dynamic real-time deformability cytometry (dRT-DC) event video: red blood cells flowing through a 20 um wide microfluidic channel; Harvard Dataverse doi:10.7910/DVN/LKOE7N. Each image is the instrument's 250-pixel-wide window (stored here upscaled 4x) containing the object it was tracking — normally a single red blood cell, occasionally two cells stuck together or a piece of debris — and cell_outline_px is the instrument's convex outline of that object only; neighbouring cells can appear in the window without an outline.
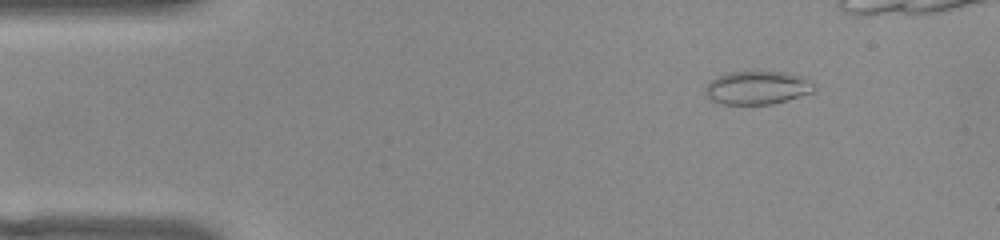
{"species": "common noctule bat (a hibernating species)", "species_latin": "Nyctalus noctula", "temperature_condition": "warm", "stored_images_in_passage": 39, "camera_frame_rate_fps": 3000, "um_per_image_px": 0.085, "animal": {"sex": "female", "body_mass_g": 22.0, "forearm_length_mm": 56.7}, "frame": {"image": 1, "passage_image": 1, "time_ms": 0.0, "image_size_px": [1000, 240], "cell_outline_px": [[816, 88], [812, 92], [772, 104], [720, 104], [712, 100], [704, 92], [704, 88], [712, 80], [720, 76], [732, 72], [784, 72], [804, 76]], "centroid_in_image_um": [64.37, 7.46], "position_along_channel_um": 20.6, "area_um2": 20.81}}
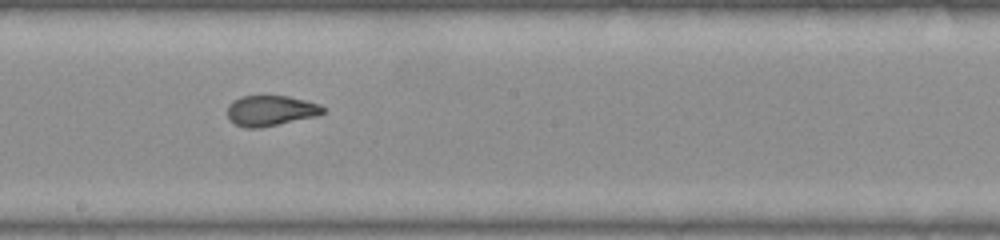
{"frame": {"image": 2, "passage_image": 23, "time_ms": 7.333, "image_size_px": [1000, 240], "cell_outline_px": [[328, 108], [320, 116], [260, 128], [244, 128], [228, 120], [228, 104], [232, 100], [240, 96], [288, 96], [320, 104]], "centroid_in_image_um": [23.03, 9.41], "position_along_channel_um": 225.2, "area_um2": 17.34}}
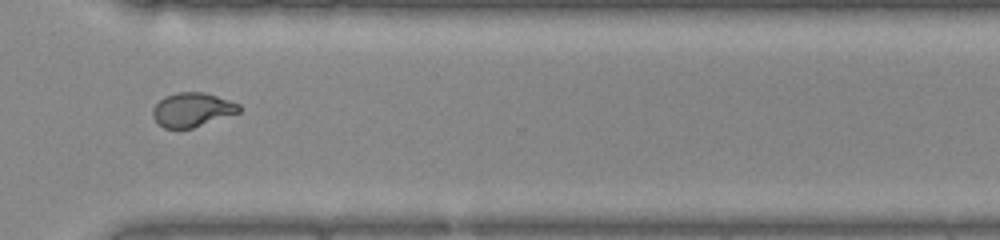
{"frame": {"image": 3, "passage_image": 33, "time_ms": 10.667, "image_size_px": [1000, 240], "cell_outline_px": [[240, 112], [192, 128], [164, 128], [152, 116], [152, 108], [164, 96], [176, 92], [204, 92], [240, 104]], "centroid_in_image_um": [16.32, 9.32], "position_along_channel_um": 354.3, "area_um2": 16.99}}